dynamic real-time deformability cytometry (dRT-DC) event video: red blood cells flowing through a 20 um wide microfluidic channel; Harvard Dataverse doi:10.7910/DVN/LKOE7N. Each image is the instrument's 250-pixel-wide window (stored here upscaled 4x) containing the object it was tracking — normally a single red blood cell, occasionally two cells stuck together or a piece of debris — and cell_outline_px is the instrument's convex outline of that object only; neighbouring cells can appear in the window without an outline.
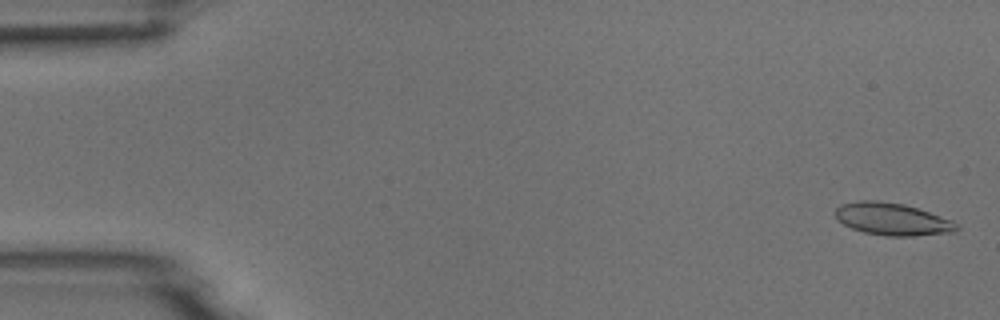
{"species": "common noctule bat (a hibernating species)", "species_latin": "Nyctalus noctula", "temperature_condition": "room temperature", "stored_images_in_passage": 5, "camera_frame_rate_fps": 3000, "um_per_image_px": 0.085, "animal": {"sex": "male", "body_mass_g": 18.8}, "frame": {"image": 1, "passage_image": 1, "time_ms": 0.0, "image_size_px": [1000, 320], "cell_outline_px": [[960, 228], [956, 232], [916, 236], [888, 236], [864, 232], [852, 228], [836, 220], [836, 208], [840, 204], [860, 200], [876, 200], [904, 204], [952, 220], [960, 224]], "centroid_in_image_um": [75.87, 18.63], "position_along_channel_um": 9.1, "area_um2": 22.95}}
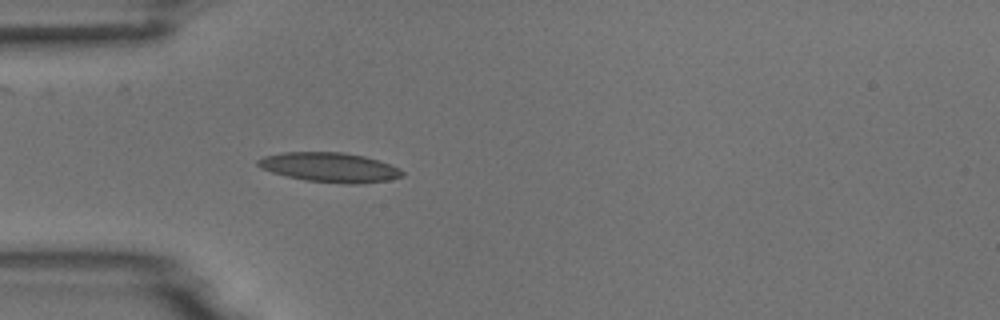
{"frame": {"image": 2, "passage_image": 5, "time_ms": 4.667, "image_size_px": [1000, 320], "cell_outline_px": [[404, 176], [388, 180], [356, 184], [348, 184], [304, 180], [272, 172], [260, 168], [256, 164], [256, 160], [264, 156], [284, 152], [344, 152], [364, 156], [400, 168], [404, 172]], "centroid_in_image_um": [28.01, 14.22], "position_along_channel_um": 57.0, "area_um2": 24.8}}